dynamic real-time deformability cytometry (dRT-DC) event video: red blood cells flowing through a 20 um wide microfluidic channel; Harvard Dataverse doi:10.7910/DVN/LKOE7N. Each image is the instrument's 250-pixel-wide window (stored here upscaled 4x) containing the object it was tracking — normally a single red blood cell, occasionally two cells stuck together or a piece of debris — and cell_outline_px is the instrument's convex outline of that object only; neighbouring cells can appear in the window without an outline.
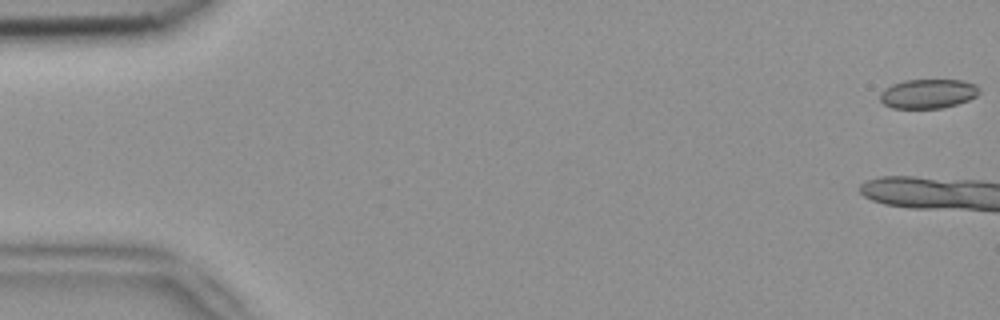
{"species": "common noctule bat (a hibernating species)", "species_latin": "Nyctalus noctula", "temperature_condition": "room temperature", "stored_images_in_passage": 4, "camera_frame_rate_fps": 3000, "um_per_image_px": 0.085, "animal": {"sex": "female", "body_mass_g": 18.4}, "frame": {"image": 1, "passage_image": 1, "time_ms": 0.0, "image_size_px": [1000, 320], "cell_outline_px": [[980, 92], [976, 96], [968, 100], [956, 104], [940, 108], [892, 108], [884, 104], [880, 100], [880, 92], [884, 88], [892, 84], [904, 80], [960, 80], [976, 84], [980, 88]], "centroid_in_image_um": [78.87, 7.96], "position_along_channel_um": 6.1, "area_um2": 16.99}}